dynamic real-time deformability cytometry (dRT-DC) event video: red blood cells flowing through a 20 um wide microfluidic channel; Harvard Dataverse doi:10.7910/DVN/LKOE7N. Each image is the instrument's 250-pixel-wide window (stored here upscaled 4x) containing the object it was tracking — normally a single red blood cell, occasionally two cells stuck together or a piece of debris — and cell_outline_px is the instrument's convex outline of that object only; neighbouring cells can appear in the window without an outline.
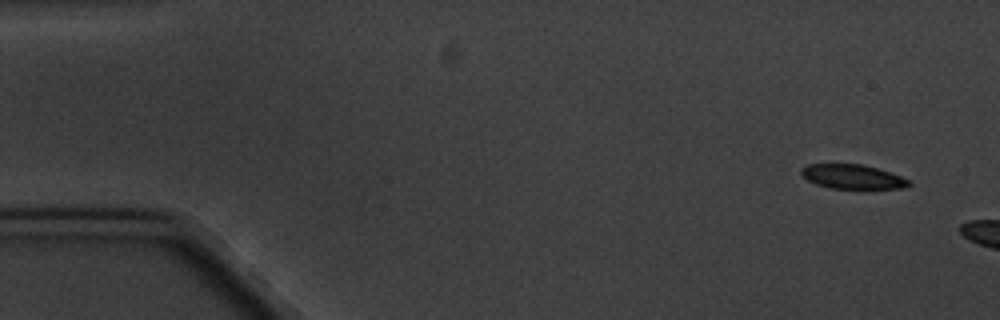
{"species": "common noctule bat (a hibernating species)", "species_latin": "Nyctalus noctula", "temperature_condition": "cold", "stored_images_in_passage": 3, "camera_frame_rate_fps": 3000, "um_per_image_px": 0.085, "animal": {"sex": "male", "body_mass_g": 20.1, "forearm_length_mm": 53.5}, "frame": {"image": 1, "passage_image": 1, "time_ms": 0.0, "image_size_px": [1000, 320], "cell_outline_px": [[912, 184], [908, 188], [864, 192], [828, 188], [816, 184], [808, 180], [800, 172], [800, 168], [808, 164], [864, 164], [900, 176], [908, 180]], "centroid_in_image_um": [72.53, 15.09], "position_along_channel_um": 12.5, "area_um2": 16.3}}